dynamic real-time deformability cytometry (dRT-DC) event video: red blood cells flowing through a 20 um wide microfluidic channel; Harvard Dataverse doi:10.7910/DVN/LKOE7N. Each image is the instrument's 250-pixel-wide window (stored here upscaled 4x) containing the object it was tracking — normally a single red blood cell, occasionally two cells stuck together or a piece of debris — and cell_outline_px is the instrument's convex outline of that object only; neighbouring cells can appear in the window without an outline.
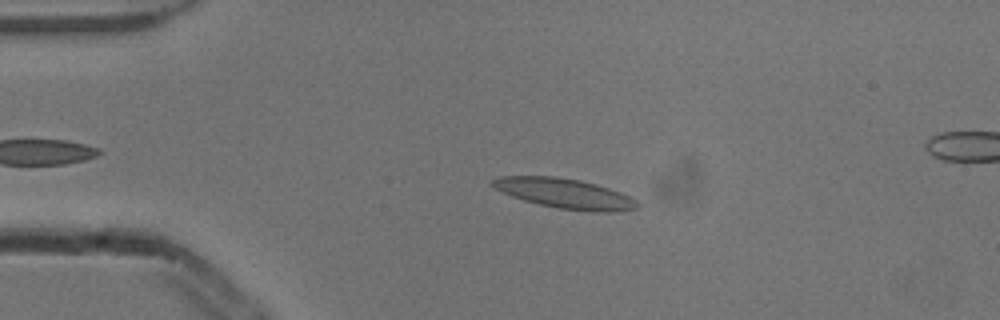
{"species": "common noctule bat (a hibernating species)", "species_latin": "Nyctalus noctula", "temperature_condition": "cold", "stored_images_in_passage": 47, "camera_frame_rate_fps": 3000, "um_per_image_px": 0.085, "animal": {"sex": "male", "body_mass_g": 13.3}, "frame": {"image": 1, "passage_image": 11, "time_ms": 3.333, "image_size_px": [1000, 320], "cell_outline_px": [[640, 208], [612, 212], [596, 212], [556, 208], [524, 200], [512, 196], [488, 184], [492, 180], [500, 176], [556, 176], [580, 180], [596, 184], [620, 192], [636, 200], [640, 204]], "centroid_in_image_um": [48.03, 16.44], "position_along_channel_um": 37.0, "area_um2": 25.2}}
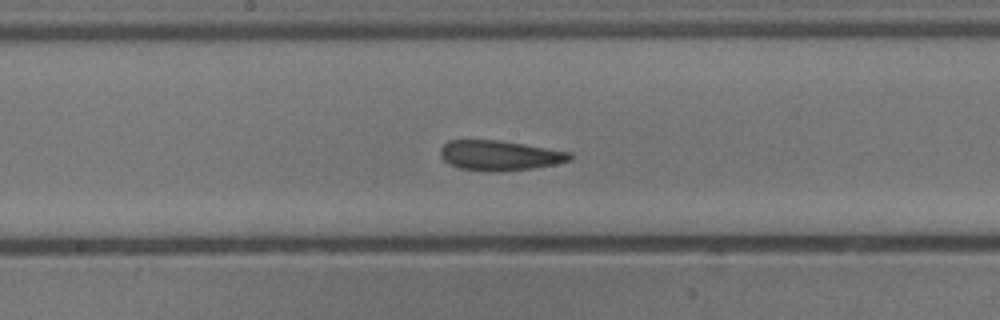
{"frame": {"image": 2, "passage_image": 27, "time_ms": 8.667, "image_size_px": [1000, 320], "cell_outline_px": [[572, 160], [556, 164], [532, 168], [496, 172], [492, 172], [460, 168], [448, 164], [440, 156], [440, 148], [448, 140], [496, 140], [572, 152]], "centroid_in_image_um": [42.45, 13.22], "position_along_channel_um": 205.7, "area_um2": 22.6}}
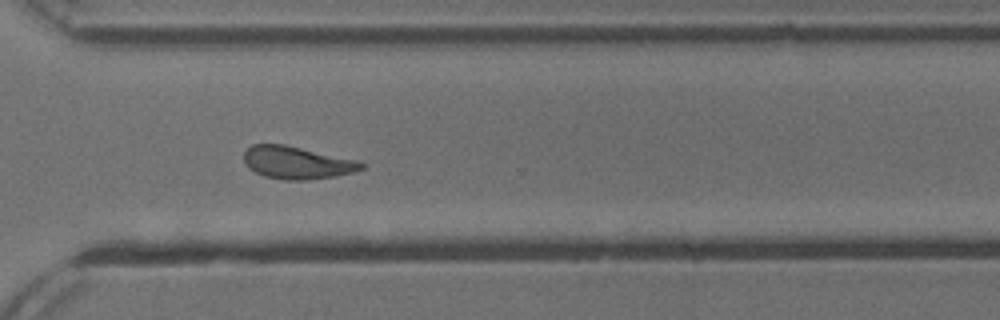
{"frame": {"image": 3, "passage_image": 38, "time_ms": 12.333, "image_size_px": [1000, 320], "cell_outline_px": [[368, 164], [364, 168], [352, 172], [336, 176], [304, 180], [284, 180], [264, 176], [248, 168], [244, 160], [244, 152], [252, 144], [284, 144], [360, 160]], "centroid_in_image_um": [25.28, 13.82], "position_along_channel_um": 345.3, "area_um2": 22.48}, "authors_computed_cell_mechanics": {"area_um2": 22.3108, "velocity_mm_per_s": 3.8188, "shape_relaxation_time_tau1_ms": 5.7227, "shape_relaxation_time_tau2_ms": 2.7285, "deformation_change_tau1": 0.1773, "deformation_change_tau2": 0.1208}}